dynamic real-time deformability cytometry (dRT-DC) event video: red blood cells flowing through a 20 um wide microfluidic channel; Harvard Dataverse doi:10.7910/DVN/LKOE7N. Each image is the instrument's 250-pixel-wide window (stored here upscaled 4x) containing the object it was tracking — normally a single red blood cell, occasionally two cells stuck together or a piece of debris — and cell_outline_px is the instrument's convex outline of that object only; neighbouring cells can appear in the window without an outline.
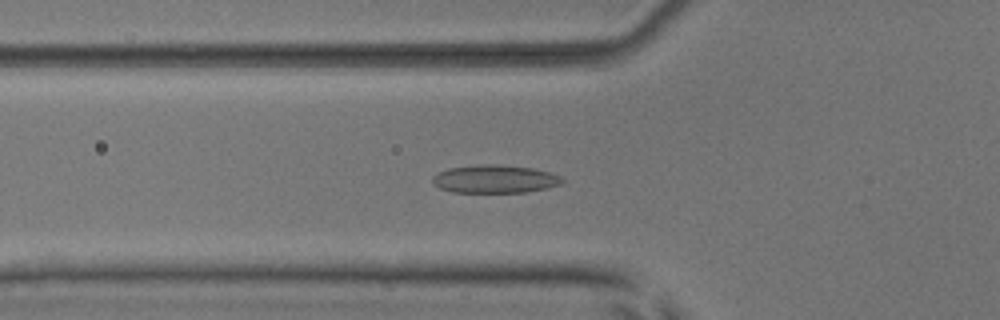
{"species": "common noctule bat (a hibernating species)", "species_latin": "Nyctalus noctula", "temperature_condition": "room temperature", "stored_images_in_passage": 53, "camera_frame_rate_fps": 3000, "um_per_image_px": 0.085, "animal": {"sex": "male", "body_mass_g": 17.9, "forearm_length_mm": 54.2}, "frame": {"image": 1, "passage_image": 18, "time_ms": 5.667, "image_size_px": [1000, 320], "cell_outline_px": [[564, 180], [560, 184], [548, 188], [524, 192], [452, 192], [440, 188], [432, 180], [432, 176], [448, 168], [480, 164], [496, 164], [532, 168], [548, 172], [560, 176]], "centroid_in_image_um": [42.06, 15.21], "position_along_channel_um": 83.7, "area_um2": 21.04}}
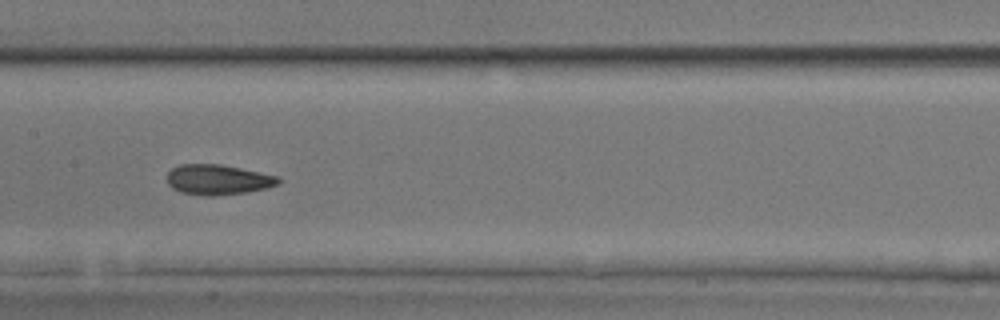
{"frame": {"image": 2, "passage_image": 26, "time_ms": 8.333, "image_size_px": [1000, 320], "cell_outline_px": [[280, 184], [268, 188], [248, 192], [216, 196], [204, 196], [180, 192], [172, 188], [168, 184], [168, 172], [172, 168], [180, 164], [220, 164], [280, 176]], "centroid_in_image_um": [18.55, 15.28], "position_along_channel_um": 188.8, "area_um2": 19.83}}
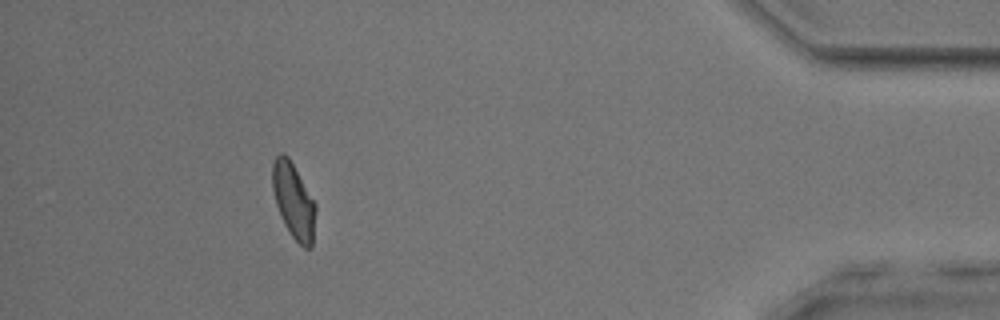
{"frame": {"image": 3, "passage_image": 47, "time_ms": 15.333, "image_size_px": [1000, 320], "cell_outline_px": [[316, 212], [312, 248], [304, 248], [292, 236], [284, 224], [280, 216], [276, 204], [272, 188], [272, 164], [276, 156], [280, 152], [284, 152], [288, 156], [316, 204]], "centroid_in_image_um": [24.95, 17.07], "position_along_channel_um": 410.3, "area_um2": 19.02}, "authors_computed_cell_mechanics": {"area_um2": 19.5364, "velocity_mm_per_s": 3.9467, "shape_relaxation_time_tau1_ms": 4.6039, "shape_relaxation_time_tau2_ms": 1.1915, "deformation_change_tau1": 0.1589, "deformation_change_tau2": 0.0689}}